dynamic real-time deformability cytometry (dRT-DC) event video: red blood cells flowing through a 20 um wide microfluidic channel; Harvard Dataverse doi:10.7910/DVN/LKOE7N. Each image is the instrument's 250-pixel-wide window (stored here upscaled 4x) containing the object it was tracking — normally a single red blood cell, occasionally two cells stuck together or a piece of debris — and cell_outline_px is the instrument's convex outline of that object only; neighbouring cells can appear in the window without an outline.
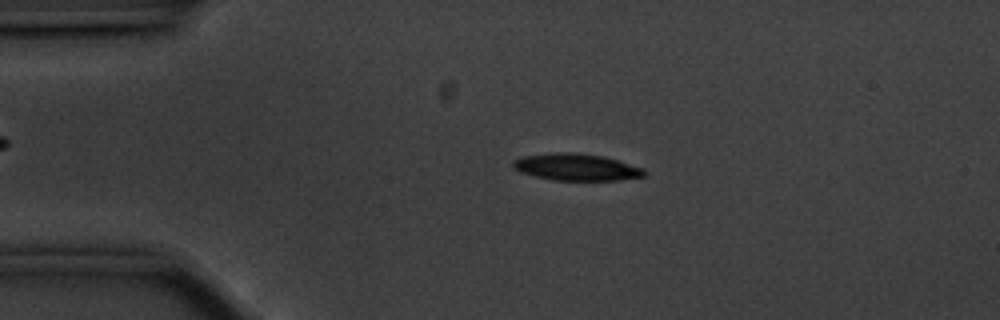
{"species": "common noctule bat (a hibernating species)", "species_latin": "Nyctalus noctula", "temperature_condition": "cold", "stored_images_in_passage": 55, "camera_frame_rate_fps": 3000, "um_per_image_px": 0.085, "animal": {"sex": "male", "body_mass_g": 20.1, "forearm_length_mm": 53.5}, "frame": {"image": 1, "passage_image": 11, "time_ms": 3.333, "image_size_px": [1000, 320], "cell_outline_px": [[644, 176], [620, 180], [552, 180], [520, 172], [512, 168], [512, 160], [524, 156], [556, 152], [576, 152], [604, 156], [644, 168]], "centroid_in_image_um": [48.96, 14.2], "position_along_channel_um": 36.0, "area_um2": 20.58}}
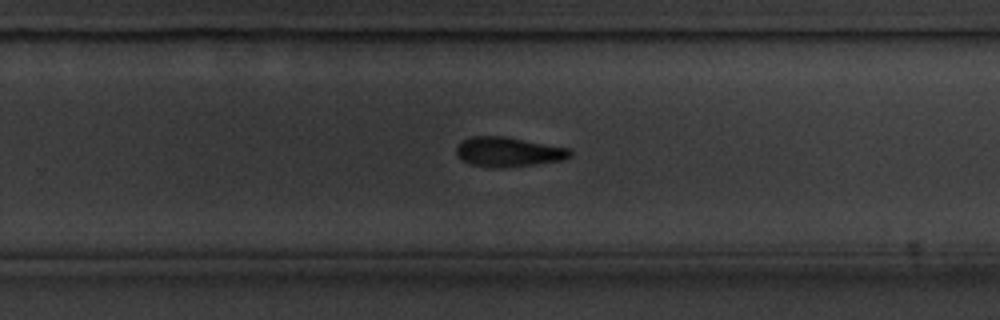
{"frame": {"image": 2, "passage_image": 35, "time_ms": 11.333, "image_size_px": [1000, 320], "cell_outline_px": [[572, 156], [564, 160], [532, 164], [472, 164], [464, 160], [456, 152], [456, 148], [460, 140], [472, 136], [504, 136], [568, 148], [572, 152]], "centroid_in_image_um": [43.24, 12.84], "position_along_channel_um": 286.6, "area_um2": 18.5}}
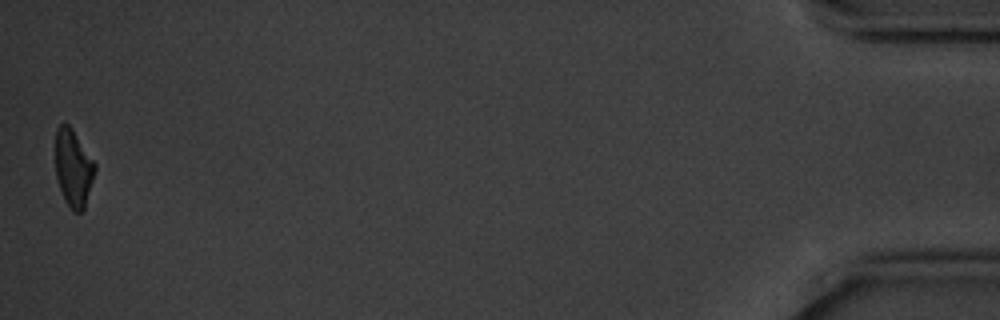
{"frame": {"image": 3, "passage_image": 55, "time_ms": 18.0, "image_size_px": [1000, 320], "cell_outline_px": [[96, 172], [84, 208], [80, 212], [72, 212], [64, 200], [56, 176], [56, 128], [60, 124], [68, 124], [72, 128], [96, 164]], "centroid_in_image_um": [6.24, 14.3], "position_along_channel_um": 429.0, "area_um2": 17.8}, "authors_computed_cell_mechanics": {"area_um2": 20.1144, "velocity_mm_per_s": 3.543, "shape_relaxation_time_tau1_ms": 2.5487, "shape_relaxation_time_tau2_ms": null, "deformation_change_tau1": 0.1222, "deformation_change_tau2": null}}